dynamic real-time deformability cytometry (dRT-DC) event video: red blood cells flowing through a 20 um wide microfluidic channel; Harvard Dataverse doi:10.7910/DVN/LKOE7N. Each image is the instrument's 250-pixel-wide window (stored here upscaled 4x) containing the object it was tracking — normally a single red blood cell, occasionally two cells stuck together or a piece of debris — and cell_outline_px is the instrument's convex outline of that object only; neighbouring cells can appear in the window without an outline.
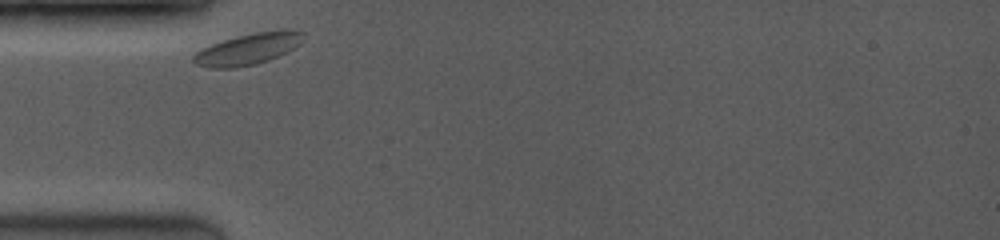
{"species": "common noctule bat (a hibernating species)", "species_latin": "Nyctalus noctula", "temperature_condition": "room temperature", "stored_images_in_passage": 41, "camera_frame_rate_fps": 3500, "um_per_image_px": 0.085, "animal": {"sex": "female", "body_mass_g": 19.0, "forearm_length_mm": 53.3}, "frame": {"image": 1, "passage_image": 1, "time_ms": 0.0, "image_size_px": [1000, 240], "cell_outline_px": [[304, 32], [300, 44], [280, 56], [256, 64], [232, 68], [208, 68], [196, 64], [192, 60], [192, 56], [200, 48], [236, 36], [256, 32], [280, 28], [284, 28]], "centroid_in_image_um": [21.09, 4.15], "position_along_channel_um": 63.9, "area_um2": 20.29}}
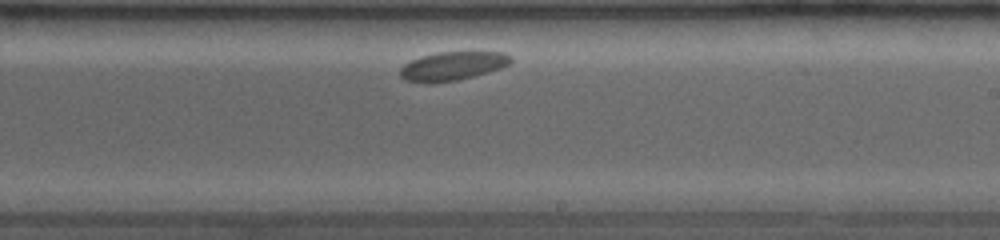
{"frame": {"image": 2, "passage_image": 25, "time_ms": 5.429, "image_size_px": [1000, 240], "cell_outline_px": [[512, 60], [508, 64], [500, 68], [472, 76], [456, 80], [428, 84], [424, 84], [404, 80], [400, 76], [400, 68], [404, 64], [420, 56], [436, 52], [504, 52], [512, 56]], "centroid_in_image_um": [38.41, 5.62], "position_along_channel_um": 250.6, "area_um2": 18.55}}
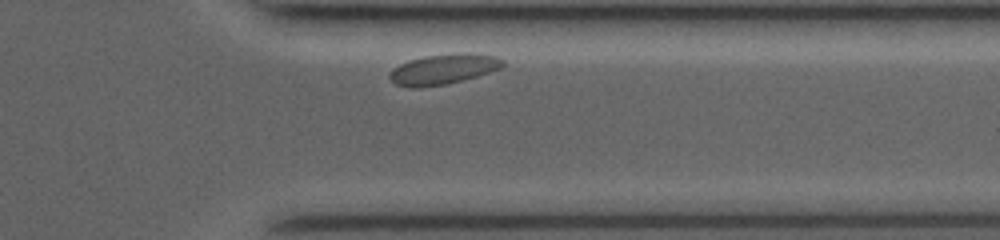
{"frame": {"image": 3, "passage_image": 38, "time_ms": 8.857, "image_size_px": [1000, 240], "cell_outline_px": [[504, 64], [500, 68], [464, 80], [444, 84], [420, 88], [408, 88], [396, 84], [388, 76], [392, 68], [408, 60], [424, 56], [456, 52], [472, 52], [496, 56], [504, 60]], "centroid_in_image_um": [37.67, 5.86], "position_along_channel_um": 373.7, "area_um2": 20.23}}